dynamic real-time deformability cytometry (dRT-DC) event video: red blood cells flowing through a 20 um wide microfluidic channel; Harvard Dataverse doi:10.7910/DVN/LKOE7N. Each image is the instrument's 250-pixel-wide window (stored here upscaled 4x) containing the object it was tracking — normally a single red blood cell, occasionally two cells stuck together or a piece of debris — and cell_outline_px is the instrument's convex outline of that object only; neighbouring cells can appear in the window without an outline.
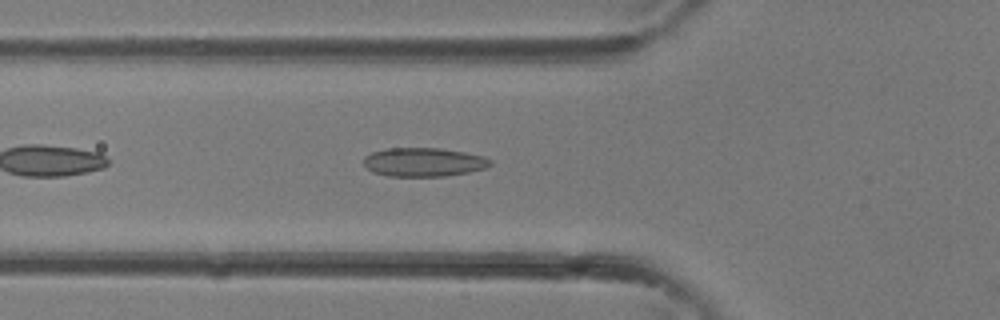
{"species": "common noctule bat (a hibernating species)", "species_latin": "Nyctalus noctula", "temperature_condition": "room temperature", "stored_images_in_passage": 37, "camera_frame_rate_fps": 3000, "um_per_image_px": 0.085, "animal": {"sex": "female"}, "frame": {"image": 1, "passage_image": 13, "time_ms": 4.0, "image_size_px": [1000, 320], "cell_outline_px": [[492, 164], [484, 168], [468, 172], [444, 176], [388, 176], [372, 172], [364, 164], [364, 156], [372, 152], [388, 148], [440, 148], [464, 152], [484, 156], [492, 160]], "centroid_in_image_um": [36.01, 13.77], "position_along_channel_um": 89.8, "area_um2": 21.21}}
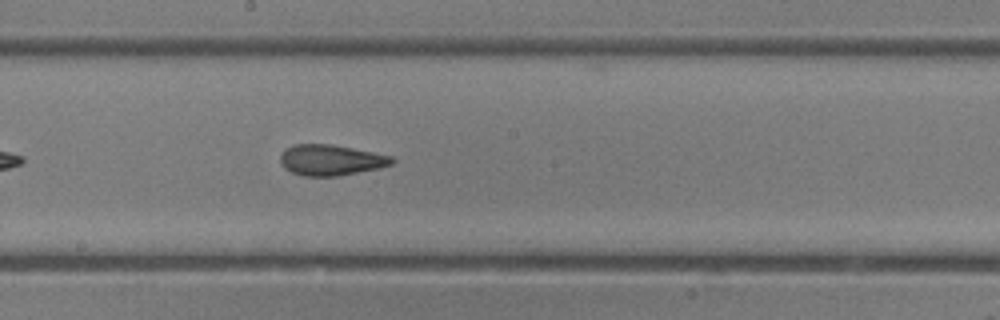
{"frame": {"image": 2, "passage_image": 20, "time_ms": 6.333, "image_size_px": [1000, 320], "cell_outline_px": [[396, 160], [392, 164], [380, 168], [340, 176], [304, 176], [292, 172], [284, 168], [280, 160], [280, 156], [284, 148], [296, 144], [332, 144], [392, 156]], "centroid_in_image_um": [28.13, 13.6], "position_along_channel_um": 220.1, "area_um2": 20.11}}
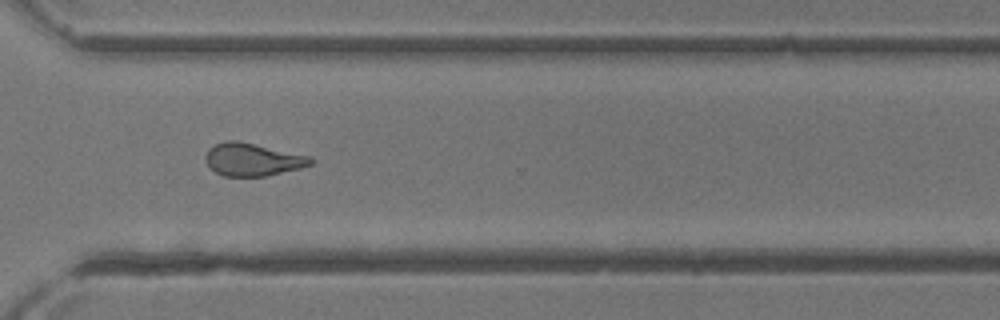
{"frame": {"image": 3, "passage_image": 27, "time_ms": 8.667, "image_size_px": [1000, 320], "cell_outline_px": [[312, 164], [300, 168], [268, 176], [224, 176], [216, 172], [204, 160], [204, 156], [208, 148], [224, 140], [240, 140], [308, 156], [312, 160]], "centroid_in_image_um": [21.42, 13.55], "position_along_channel_um": 349.2, "area_um2": 20.06}}